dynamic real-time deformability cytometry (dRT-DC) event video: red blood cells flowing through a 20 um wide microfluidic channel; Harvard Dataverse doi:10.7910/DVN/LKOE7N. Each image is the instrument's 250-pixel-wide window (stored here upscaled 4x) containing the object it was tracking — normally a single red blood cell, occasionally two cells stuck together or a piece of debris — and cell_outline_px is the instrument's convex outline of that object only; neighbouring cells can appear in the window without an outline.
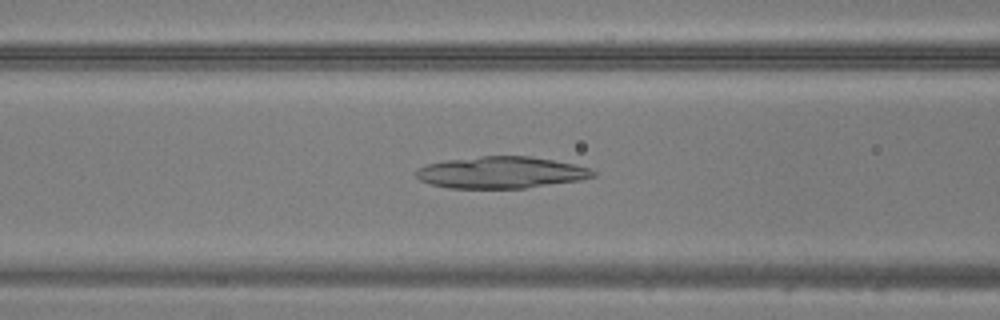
{"species": "common noctule bat (a hibernating species)", "species_latin": "Nyctalus noctula", "temperature_condition": "warm", "stored_images_in_passage": 35, "camera_frame_rate_fps": 3000, "um_per_image_px": 0.085, "animal": {"sex": "male", "body_mass_g": 20.5, "forearm_length_mm": 52.5}, "frame": {"image": 1, "passage_image": 7, "time_ms": 2.0, "image_size_px": [1000, 320], "cell_outline_px": [[596, 176], [580, 180], [524, 188], [448, 188], [432, 184], [420, 180], [416, 176], [416, 168], [428, 164], [448, 160], [480, 156], [532, 156], [576, 164], [592, 168], [596, 172]], "centroid_in_image_um": [42.64, 14.65], "position_along_channel_um": 124.0, "area_um2": 32.77}}
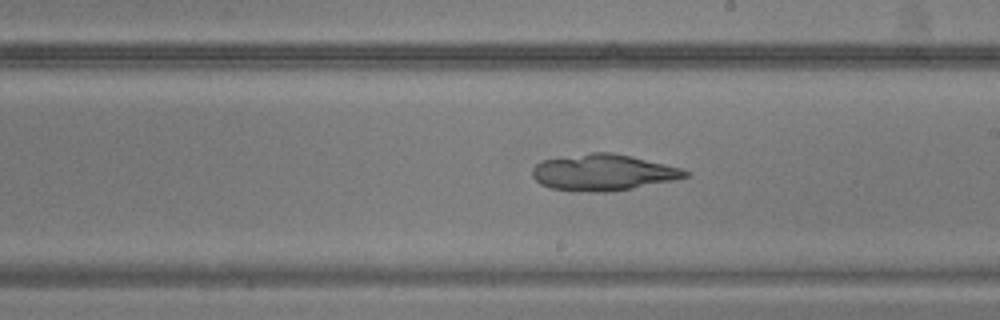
{"frame": {"image": 2, "passage_image": 15, "time_ms": 4.667, "image_size_px": [1000, 320], "cell_outline_px": [[692, 172], [688, 176], [672, 180], [632, 188], [604, 192], [580, 192], [552, 188], [540, 184], [532, 176], [532, 168], [540, 160], [592, 152], [612, 152], [632, 156], [680, 168]], "centroid_in_image_um": [51.23, 14.65], "position_along_channel_um": 237.8, "area_um2": 32.25}}
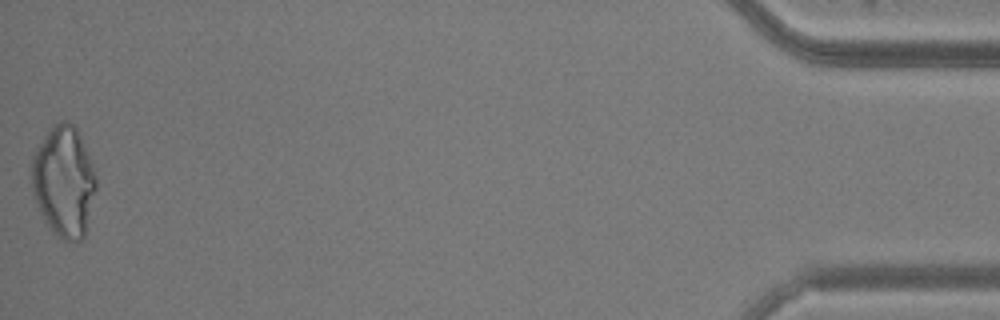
{"frame": {"image": 3, "passage_image": 35, "time_ms": 11.333, "image_size_px": [1000, 320], "cell_outline_px": [[96, 188], [84, 236], [80, 240], [64, 240], [52, 232], [44, 220], [36, 200], [32, 188], [32, 156], [44, 136], [52, 124], [60, 120], [68, 120], [76, 128], [88, 152], [96, 176]], "centroid_in_image_um": [5.43, 15.38], "position_along_channel_um": 429.8, "area_um2": 41.33}}